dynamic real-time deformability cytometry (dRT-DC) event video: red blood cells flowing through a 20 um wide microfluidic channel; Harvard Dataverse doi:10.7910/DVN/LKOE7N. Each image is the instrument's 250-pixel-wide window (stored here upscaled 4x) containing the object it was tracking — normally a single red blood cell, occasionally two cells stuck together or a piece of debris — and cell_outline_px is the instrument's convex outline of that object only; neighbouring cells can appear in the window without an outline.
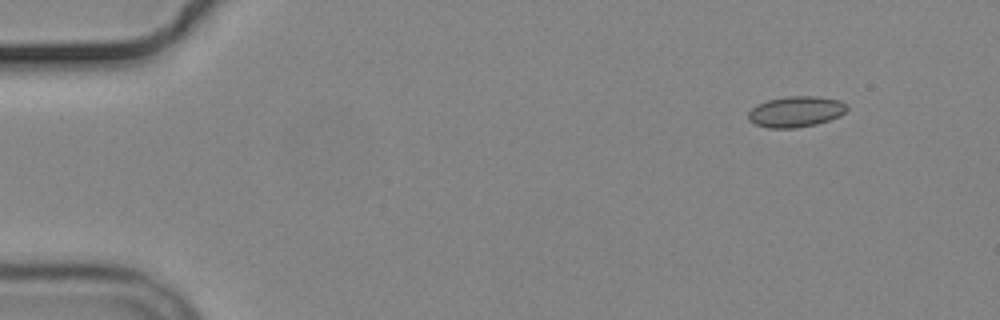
{"species": "common noctule bat (a hibernating species)", "species_latin": "Nyctalus noctula", "temperature_condition": "cold", "stored_images_in_passage": 2, "camera_frame_rate_fps": 3000, "um_per_image_px": 0.085, "animal": {"sex": "male", "body_mass_g": 19.2, "forearm_length_mm": 51.8}, "frame": {"image": 1, "passage_image": 2, "time_ms": 1.333, "image_size_px": [1000, 320], "cell_outline_px": [[848, 108], [840, 116], [816, 124], [796, 128], [768, 128], [756, 124], [748, 120], [748, 112], [756, 104], [768, 100], [784, 96], [816, 96], [840, 100], [848, 104]], "centroid_in_image_um": [67.65, 9.48], "position_along_channel_um": 17.4, "area_um2": 17.86}}